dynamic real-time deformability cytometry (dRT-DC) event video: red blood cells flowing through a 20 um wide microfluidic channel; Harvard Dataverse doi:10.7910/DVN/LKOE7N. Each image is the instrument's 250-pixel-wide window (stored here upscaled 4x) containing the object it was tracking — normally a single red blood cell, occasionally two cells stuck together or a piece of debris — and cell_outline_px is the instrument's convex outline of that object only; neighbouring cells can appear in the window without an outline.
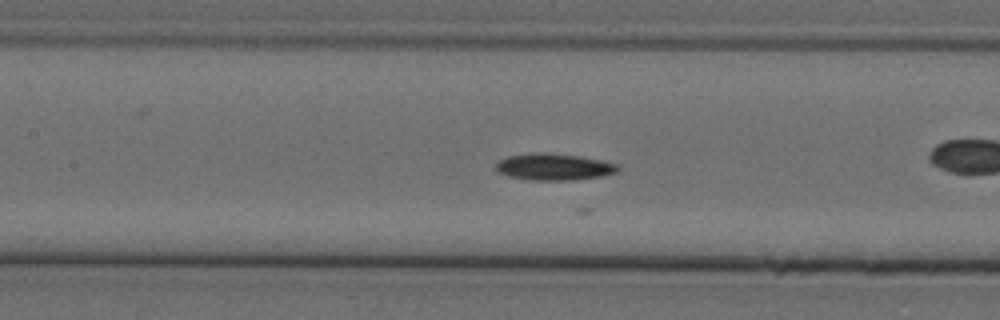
{"species": "Egyptian fruit bat (a non-hibernating species)", "species_latin": "Rousettus aegyptiacus", "temperature_condition": "cold", "stored_images_in_passage": 15, "camera_frame_rate_fps": 3000, "um_per_image_px": 0.085, "animal": {"sex": "female"}, "frame": {"image": 1, "passage_image": 8, "time_ms": 2.333, "image_size_px": [1000, 320], "cell_outline_px": [[620, 168], [616, 172], [604, 176], [572, 180], [528, 180], [508, 176], [496, 172], [496, 164], [500, 160], [508, 156], [540, 152], [548, 152], [580, 156], [620, 164]], "centroid_in_image_um": [47.1, 14.19], "position_along_channel_um": 160.3, "area_um2": 19.13}}